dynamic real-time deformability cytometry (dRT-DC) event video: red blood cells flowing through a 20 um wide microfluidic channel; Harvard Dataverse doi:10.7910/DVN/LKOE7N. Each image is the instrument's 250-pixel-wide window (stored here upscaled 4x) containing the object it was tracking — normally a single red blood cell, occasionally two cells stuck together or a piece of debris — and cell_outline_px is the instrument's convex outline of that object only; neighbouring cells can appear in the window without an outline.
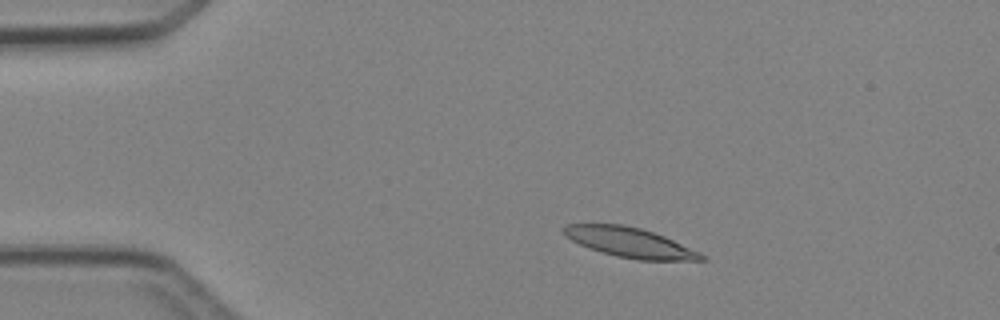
{"species": "Egyptian fruit bat (a non-hibernating species)", "species_latin": "Rousettus aegyptiacus", "temperature_condition": "cold", "stored_images_in_passage": 4, "camera_frame_rate_fps": 3000, "um_per_image_px": 0.085, "animal": {"sex": "female"}, "frame": {"image": 1, "passage_image": 1, "time_ms": 0.0, "image_size_px": [1000, 320], "cell_outline_px": [[708, 260], [636, 260], [616, 256], [600, 252], [588, 248], [572, 240], [560, 228], [568, 224], [624, 224], [640, 228], [664, 236], [700, 252], [708, 256]], "centroid_in_image_um": [53.57, 20.62], "position_along_channel_um": 31.4, "area_um2": 23.87}}
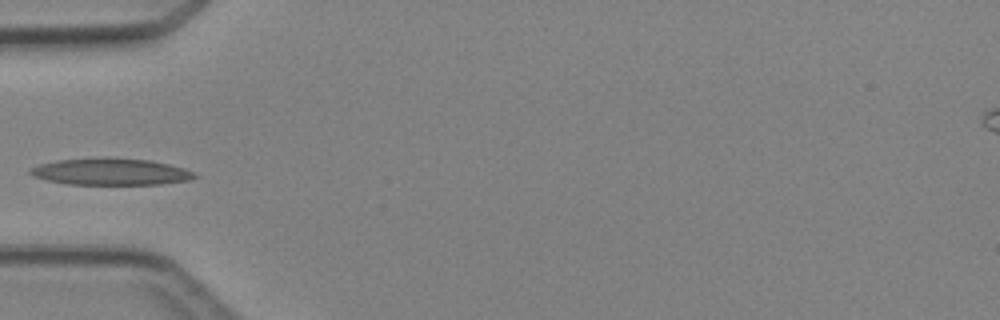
{"frame": {"image": 2, "passage_image": 3, "time_ms": 2.333, "image_size_px": [1000, 320], "cell_outline_px": [[200, 176], [192, 180], [160, 184], [68, 184], [48, 180], [32, 176], [28, 172], [28, 168], [40, 164], [56, 160], [108, 156], [112, 156], [152, 160], [184, 168]], "centroid_in_image_um": [9.42, 14.57], "position_along_channel_um": 75.6, "area_um2": 26.13}}
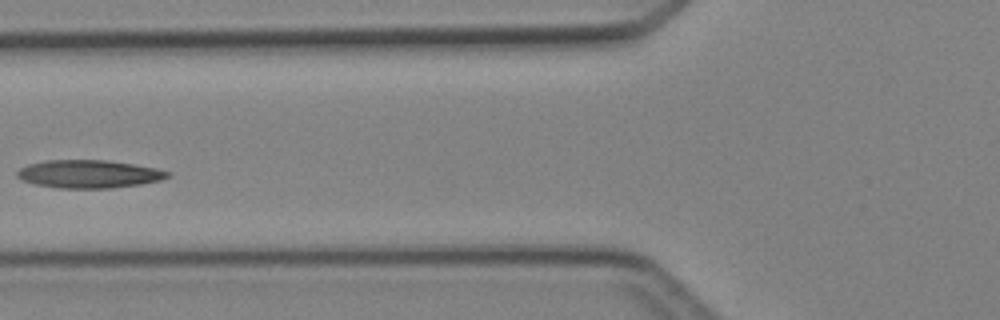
{"frame": {"image": 3, "passage_image": 4, "time_ms": 3.333, "image_size_px": [1000, 320], "cell_outline_px": [[172, 176], [160, 180], [140, 184], [112, 188], [60, 188], [36, 184], [20, 180], [16, 176], [16, 172], [20, 168], [28, 164], [44, 160], [108, 160], [156, 168], [172, 172]], "centroid_in_image_um": [7.56, 14.78], "position_along_channel_um": 118.2, "area_um2": 24.68}}